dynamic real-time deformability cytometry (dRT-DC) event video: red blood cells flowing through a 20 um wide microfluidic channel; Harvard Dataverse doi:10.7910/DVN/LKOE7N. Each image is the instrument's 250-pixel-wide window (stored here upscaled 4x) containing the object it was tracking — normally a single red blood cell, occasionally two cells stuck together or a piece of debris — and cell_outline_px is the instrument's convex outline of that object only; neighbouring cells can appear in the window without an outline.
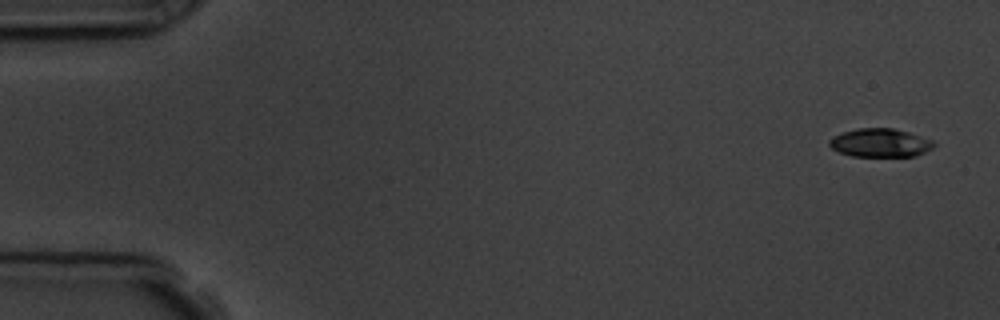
{"species": "common noctule bat (a hibernating species)", "species_latin": "Nyctalus noctula", "temperature_condition": "room temperature", "stored_images_in_passage": 4, "camera_frame_rate_fps": 3000, "um_per_image_px": 0.085, "animal": {"sex": "male", "body_mass_g": 19.5, "forearm_length_mm": 54.6}, "frame": {"image": 1, "passage_image": 1, "time_ms": 0.0, "image_size_px": [1000, 320], "cell_outline_px": [[936, 144], [932, 148], [916, 156], [852, 156], [840, 152], [832, 148], [828, 144], [828, 140], [844, 132], [856, 128], [892, 128], [908, 132], [932, 140]], "centroid_in_image_um": [74.82, 12.14], "position_along_channel_um": 10.2, "area_um2": 17.17}}
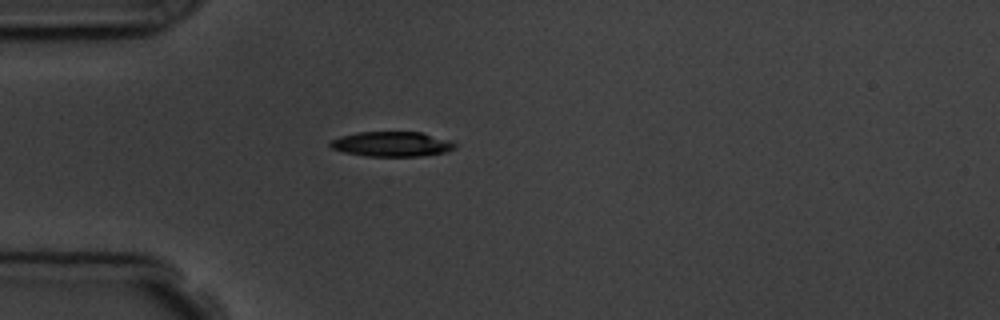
{"frame": {"image": 2, "passage_image": 4, "time_ms": 4.333, "image_size_px": [1000, 320], "cell_outline_px": [[456, 148], [444, 152], [420, 156], [364, 156], [344, 152], [332, 148], [328, 144], [332, 140], [340, 136], [356, 132], [420, 132], [452, 140], [456, 144]], "centroid_in_image_um": [33.31, 12.24], "position_along_channel_um": 51.7, "area_um2": 18.15}}